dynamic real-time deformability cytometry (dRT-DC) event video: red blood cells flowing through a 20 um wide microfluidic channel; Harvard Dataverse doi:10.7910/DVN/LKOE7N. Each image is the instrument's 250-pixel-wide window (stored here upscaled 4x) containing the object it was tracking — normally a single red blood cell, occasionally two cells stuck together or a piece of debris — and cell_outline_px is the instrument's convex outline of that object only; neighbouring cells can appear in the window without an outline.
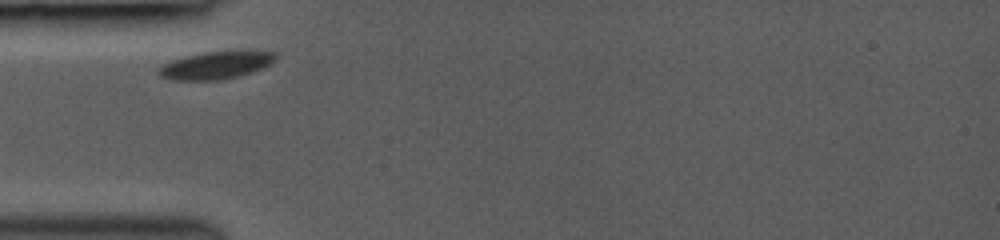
{"species": "common noctule bat (a hibernating species)", "species_latin": "Nyctalus noctula", "temperature_condition": "room temperature", "stored_images_in_passage": 5, "camera_frame_rate_fps": 3000, "um_per_image_px": 0.085, "animal": {"sex": "female", "body_mass_g": 19.0, "forearm_length_mm": 53.3}, "frame": {"image": 1, "passage_image": 1, "time_ms": 0.0, "image_size_px": [1000, 240], "cell_outline_px": [[280, 56], [272, 64], [252, 72], [240, 76], [220, 80], [172, 80], [160, 76], [156, 72], [156, 68], [160, 64], [184, 56], [204, 52], [248, 48], [276, 52]], "centroid_in_image_um": [18.43, 5.5], "position_along_channel_um": 66.6, "area_um2": 19.94}}
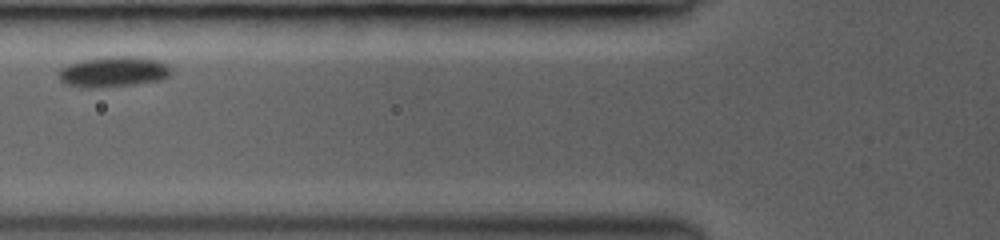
{"frame": {"image": 2, "passage_image": 3, "time_ms": 1.333, "image_size_px": [1000, 240], "cell_outline_px": [[172, 72], [168, 76], [160, 80], [136, 84], [96, 88], [80, 88], [64, 84], [60, 80], [60, 68], [68, 64], [80, 60], [108, 56], [136, 56], [156, 60], [168, 64], [172, 68]], "centroid_in_image_um": [9.63, 6.1], "position_along_channel_um": 116.2, "area_um2": 20.29}}
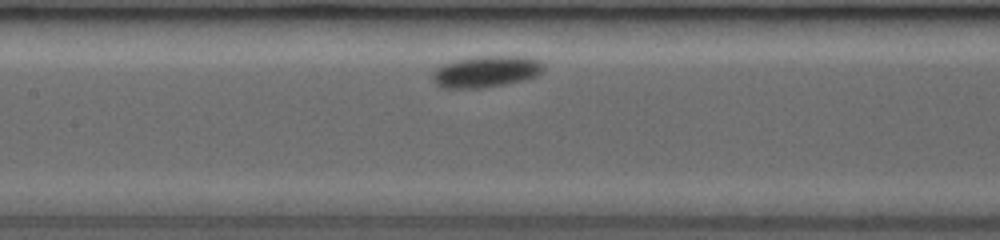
{"frame": {"image": 3, "passage_image": 5, "time_ms": 2.667, "image_size_px": [1000, 240], "cell_outline_px": [[544, 68], [536, 76], [528, 80], [480, 88], [440, 88], [432, 80], [432, 72], [436, 68], [444, 64], [456, 60], [480, 56], [524, 56], [540, 60], [544, 64]], "centroid_in_image_um": [41.33, 6.09], "position_along_channel_um": 166.1, "area_um2": 20.52}}